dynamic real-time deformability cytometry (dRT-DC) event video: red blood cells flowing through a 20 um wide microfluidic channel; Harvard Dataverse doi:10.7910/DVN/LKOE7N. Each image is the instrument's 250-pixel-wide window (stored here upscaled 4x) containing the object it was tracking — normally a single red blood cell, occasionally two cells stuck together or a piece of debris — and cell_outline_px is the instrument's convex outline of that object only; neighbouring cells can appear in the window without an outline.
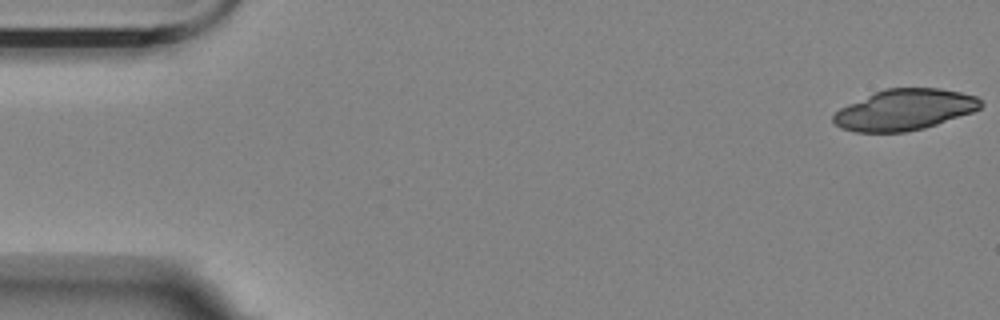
{"species": "Egyptian fruit bat (a non-hibernating species)", "species_latin": "Rousettus aegyptiacus", "temperature_condition": "room temperature", "stored_images_in_passage": 42, "camera_frame_rate_fps": 3000, "um_per_image_px": 0.085, "animal": {"sex": "female"}, "frame": {"image": 1, "passage_image": 1, "time_ms": 0.0, "image_size_px": [1000, 320], "cell_outline_px": [[984, 104], [980, 108], [972, 112], [924, 128], [904, 132], [852, 132], [840, 128], [832, 120], [832, 116], [840, 108], [848, 104], [884, 88], [940, 88], [960, 92], [976, 96]], "centroid_in_image_um": [76.87, 9.33], "position_along_channel_um": 8.1, "area_um2": 35.03}}